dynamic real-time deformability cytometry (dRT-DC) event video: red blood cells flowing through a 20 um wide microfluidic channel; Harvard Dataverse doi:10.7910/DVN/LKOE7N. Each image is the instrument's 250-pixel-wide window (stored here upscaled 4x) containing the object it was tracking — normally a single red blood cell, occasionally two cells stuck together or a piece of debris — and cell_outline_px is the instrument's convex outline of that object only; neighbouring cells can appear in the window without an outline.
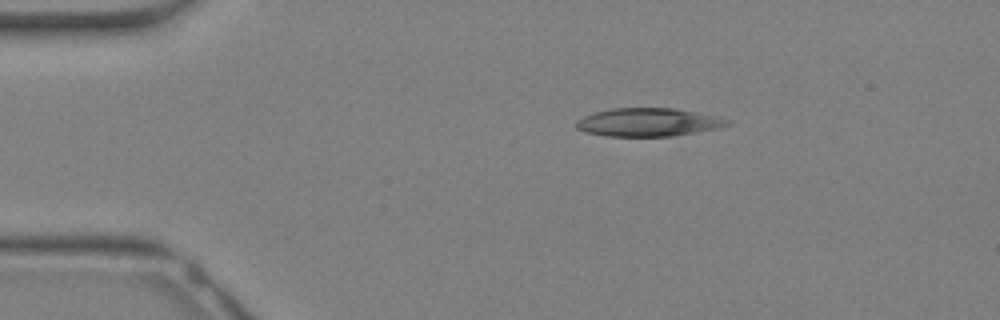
{"species": "Egyptian fruit bat (a non-hibernating species)", "species_latin": "Rousettus aegyptiacus", "temperature_condition": "warm", "stored_images_in_passage": 7, "camera_frame_rate_fps": 3000, "um_per_image_px": 0.085, "animal": {"sex": "female"}, "frame": {"image": 1, "passage_image": 1, "time_ms": 0.0, "image_size_px": [1000, 320], "cell_outline_px": [[732, 124], [720, 128], [672, 136], [604, 136], [584, 132], [576, 128], [576, 120], [584, 116], [596, 112], [612, 108], [672, 108], [696, 112], [716, 116], [732, 120]], "centroid_in_image_um": [55.12, 10.39], "position_along_channel_um": 29.9, "area_um2": 24.97}}
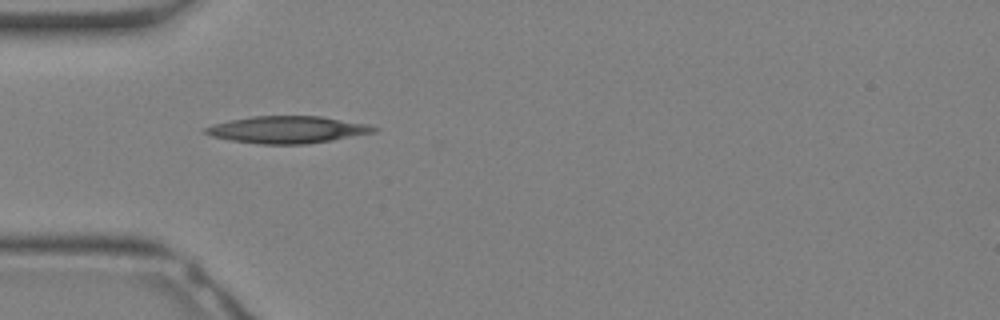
{"frame": {"image": 2, "passage_image": 5, "time_ms": 1.333, "image_size_px": [1000, 320], "cell_outline_px": [[380, 128], [376, 132], [332, 140], [304, 144], [260, 144], [232, 140], [212, 136], [204, 132], [204, 128], [212, 124], [252, 116], [320, 116], [368, 124]], "centroid_in_image_um": [24.46, 11.02], "position_along_channel_um": 60.5, "area_um2": 26.41}}
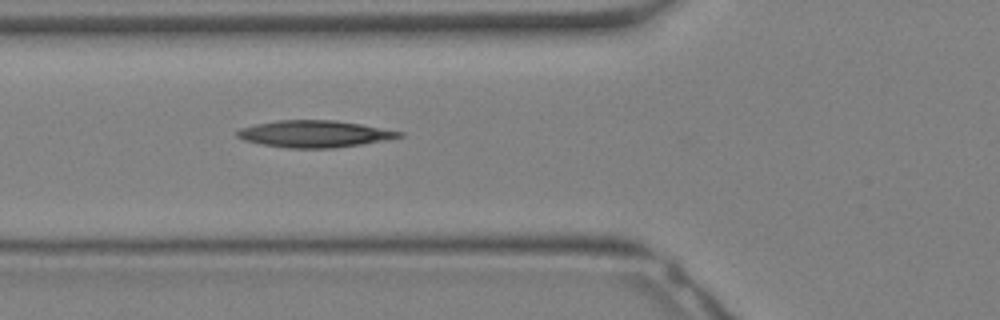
{"frame": {"image": 3, "passage_image": 7, "time_ms": 2.0, "image_size_px": [1000, 320], "cell_outline_px": [[404, 136], [384, 140], [360, 144], [332, 148], [288, 148], [260, 144], [244, 140], [236, 136], [236, 132], [240, 128], [256, 124], [276, 120], [336, 120], [360, 124], [404, 132]], "centroid_in_image_um": [26.7, 11.38], "position_along_channel_um": 99.1, "area_um2": 25.26}}